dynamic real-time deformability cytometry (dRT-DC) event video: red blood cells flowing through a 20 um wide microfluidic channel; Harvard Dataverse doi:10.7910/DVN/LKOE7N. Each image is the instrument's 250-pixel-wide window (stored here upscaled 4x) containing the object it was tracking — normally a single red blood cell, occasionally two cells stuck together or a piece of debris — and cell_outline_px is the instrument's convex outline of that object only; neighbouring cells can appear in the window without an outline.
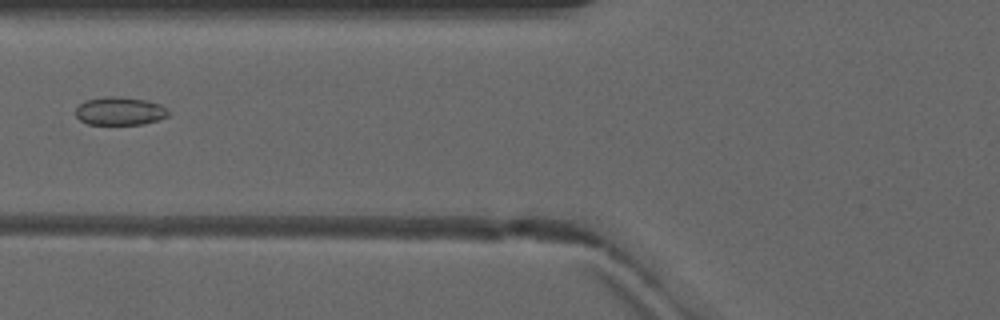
{"species": "common noctule bat (a hibernating species)", "species_latin": "Nyctalus noctula", "temperature_condition": "warm", "stored_images_in_passage": 6, "camera_frame_rate_fps": 3000, "um_per_image_px": 0.085, "animal": {"sex": "male", "forearm_length_mm": 52.5}, "frame": {"image": 1, "passage_image": 5, "time_ms": 6.333, "image_size_px": [1000, 320], "cell_outline_px": [[172, 112], [168, 116], [144, 124], [88, 124], [80, 120], [76, 116], [76, 108], [84, 100], [104, 96], [120, 96], [144, 100], [160, 104], [168, 108]], "centroid_in_image_um": [10.2, 9.43], "position_along_channel_um": 115.6, "area_um2": 15.37}}
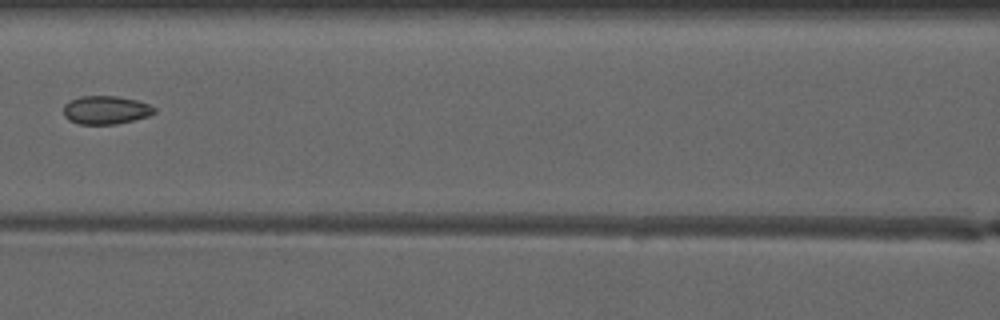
{"frame": {"image": 2, "passage_image": 6, "time_ms": 7.333, "image_size_px": [1000, 320], "cell_outline_px": [[156, 112], [148, 116], [116, 124], [80, 124], [68, 120], [64, 116], [64, 104], [80, 96], [116, 96], [136, 100], [148, 104], [156, 108]], "centroid_in_image_um": [8.99, 9.35], "position_along_channel_um": 157.6, "area_um2": 14.91}}